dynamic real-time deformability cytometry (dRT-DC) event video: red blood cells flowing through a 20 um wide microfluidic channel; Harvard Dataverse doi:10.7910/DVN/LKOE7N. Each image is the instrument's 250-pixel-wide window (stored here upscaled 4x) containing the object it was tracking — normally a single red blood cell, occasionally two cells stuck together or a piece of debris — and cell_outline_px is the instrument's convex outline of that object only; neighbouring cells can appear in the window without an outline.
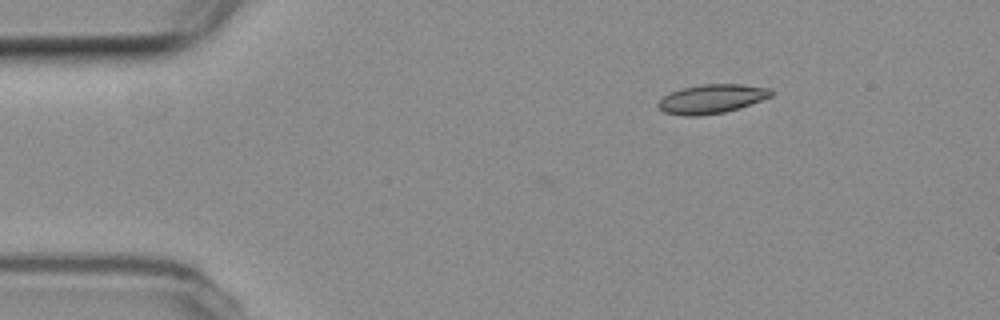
{"species": "common noctule bat (a hibernating species)", "species_latin": "Nyctalus noctula", "temperature_condition": "room temperature", "stored_images_in_passage": 4, "camera_frame_rate_fps": 3000, "um_per_image_px": 0.085, "animal": {"sex": "female", "body_mass_g": 19.3, "forearm_length_mm": 54.1}, "frame": {"image": 1, "passage_image": 1, "time_ms": 0.0, "image_size_px": [1000, 320], "cell_outline_px": [[772, 96], [740, 108], [724, 112], [700, 116], [684, 116], [664, 112], [656, 104], [664, 96], [672, 92], [684, 88], [704, 84], [744, 84], [768, 88], [772, 92]], "centroid_in_image_um": [60.5, 8.41], "position_along_channel_um": 24.5, "area_um2": 18.96}}